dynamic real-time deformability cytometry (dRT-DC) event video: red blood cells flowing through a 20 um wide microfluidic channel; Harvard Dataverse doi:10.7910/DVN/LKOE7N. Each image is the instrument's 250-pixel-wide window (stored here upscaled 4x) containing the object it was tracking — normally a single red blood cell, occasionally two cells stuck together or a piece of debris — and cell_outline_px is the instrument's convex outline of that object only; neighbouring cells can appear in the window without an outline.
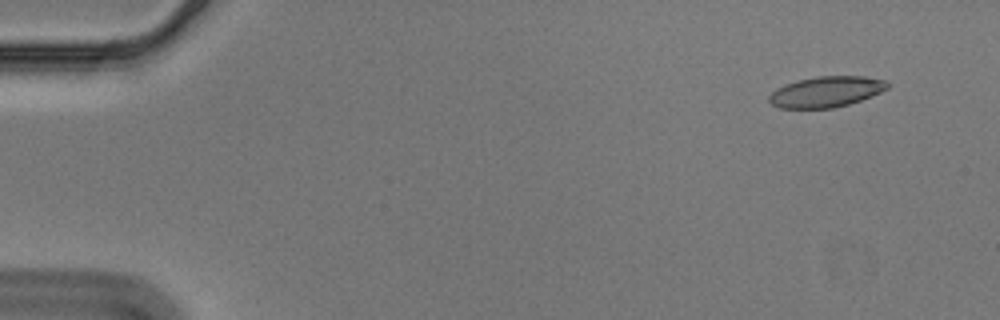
{"species": "Egyptian fruit bat (a non-hibernating species)", "species_latin": "Rousettus aegyptiacus", "temperature_condition": "cold", "stored_images_in_passage": 53, "camera_frame_rate_fps": 3000, "um_per_image_px": 0.085, "animal": {"sex": "male"}, "frame": {"image": 1, "passage_image": 1, "time_ms": 0.0, "image_size_px": [1000, 320], "cell_outline_px": [[888, 88], [880, 92], [860, 100], [848, 104], [832, 108], [780, 108], [772, 104], [768, 100], [768, 96], [776, 88], [796, 80], [816, 76], [864, 76], [884, 80], [888, 84]], "centroid_in_image_um": [70.18, 7.79], "position_along_channel_um": 14.8, "area_um2": 21.1}}
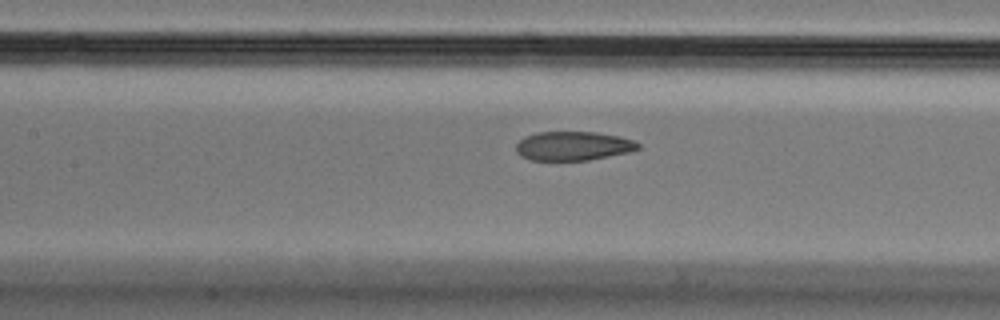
{"frame": {"image": 2, "passage_image": 23, "time_ms": 7.333, "image_size_px": [1000, 320], "cell_outline_px": [[640, 148], [632, 152], [588, 160], [532, 160], [520, 156], [516, 152], [516, 144], [524, 136], [536, 132], [596, 132], [620, 136], [632, 140], [640, 144]], "centroid_in_image_um": [48.73, 12.4], "position_along_channel_um": 158.7, "area_um2": 20.81}}
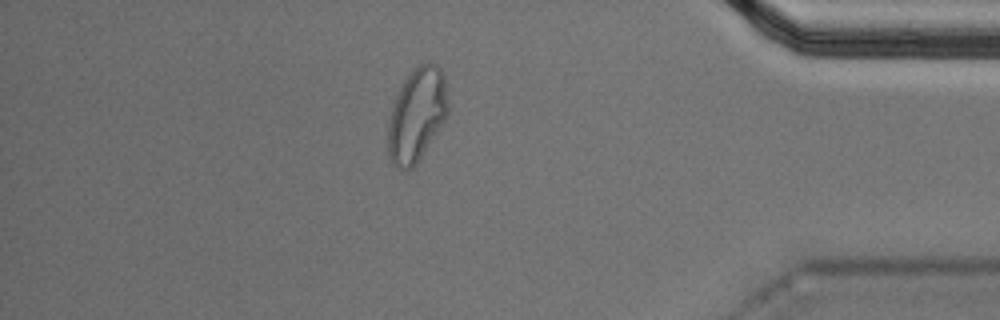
{"frame": {"image": 3, "passage_image": 46, "time_ms": 15.0, "image_size_px": [1000, 320], "cell_outline_px": [[448, 112], [444, 120], [420, 160], [412, 168], [404, 172], [396, 168], [392, 164], [388, 156], [388, 124], [392, 108], [400, 88], [404, 80], [420, 64], [428, 60], [432, 60], [444, 72], [448, 108]], "centroid_in_image_um": [35.43, 9.79], "position_along_channel_um": 399.8, "area_um2": 32.77}, "authors_computed_cell_mechanics": {"area_um2": 22.3686, "velocity_mm_per_s": 3.5555, "shape_relaxation_time_tau1_ms": null, "shape_relaxation_time_tau2_ms": 2.1341, "deformation_change_tau1": null, "deformation_change_tau2": 0.0694}}